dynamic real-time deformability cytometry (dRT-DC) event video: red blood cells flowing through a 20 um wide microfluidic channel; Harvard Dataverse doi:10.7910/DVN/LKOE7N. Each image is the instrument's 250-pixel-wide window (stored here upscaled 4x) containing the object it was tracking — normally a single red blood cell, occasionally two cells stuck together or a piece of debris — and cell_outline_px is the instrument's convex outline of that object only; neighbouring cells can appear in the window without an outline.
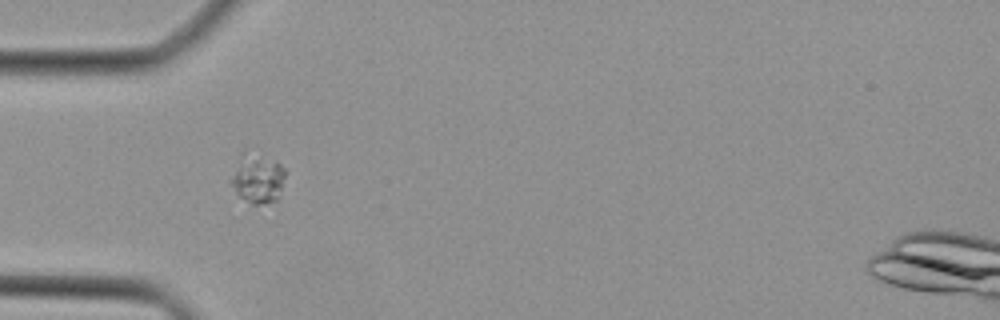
{"species": "Egyptian fruit bat (a non-hibernating species)", "species_latin": "Rousettus aegyptiacus", "temperature_condition": "cold", "stored_images_in_passage": 33, "camera_frame_rate_fps": 3000, "um_per_image_px": 0.085, "animal": {"sex": "female"}, "frame": {"image": 1, "passage_image": 1, "time_ms": 0.0, "image_size_px": [1000, 320], "cell_outline_px": [[288, 172], [280, 196], [276, 200], [256, 204], [252, 204], [240, 196], [236, 192], [228, 180], [240, 156], [244, 152], [280, 164]], "centroid_in_image_um": [21.91, 15.22], "position_along_channel_um": 63.1, "area_um2": 15.32}}
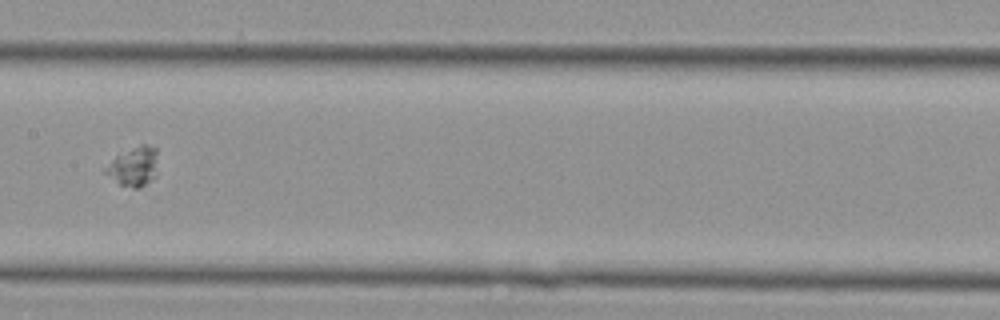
{"frame": {"image": 2, "passage_image": 10, "time_ms": 3.0, "image_size_px": [1000, 320], "cell_outline_px": [[156, 176], [140, 188], [132, 188], [120, 184], [104, 172], [100, 168], [116, 156], [140, 144], [144, 144], [156, 148]], "centroid_in_image_um": [11.32, 14.16], "position_along_channel_um": 196.1, "area_um2": 11.96}}
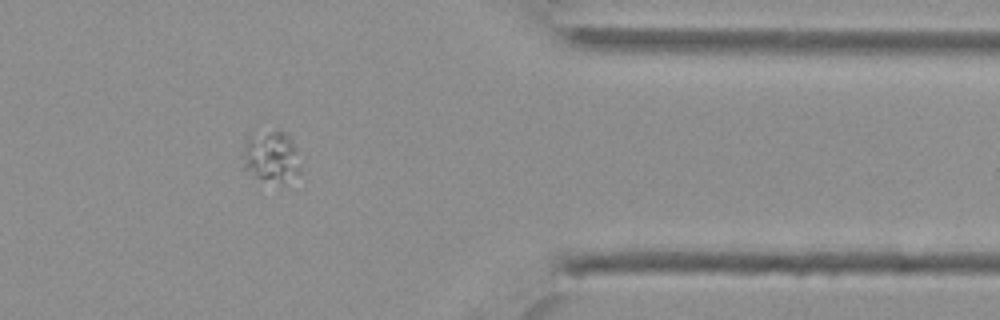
{"frame": {"image": 3, "passage_image": 24, "time_ms": 7.667, "image_size_px": [1000, 320], "cell_outline_px": [[296, 172], [280, 180], [256, 176], [244, 168], [244, 144], [248, 136], [272, 132], [288, 132], [292, 136], [296, 168]], "centroid_in_image_um": [22.96, 13.2], "position_along_channel_um": 388.4, "area_um2": 15.32}}